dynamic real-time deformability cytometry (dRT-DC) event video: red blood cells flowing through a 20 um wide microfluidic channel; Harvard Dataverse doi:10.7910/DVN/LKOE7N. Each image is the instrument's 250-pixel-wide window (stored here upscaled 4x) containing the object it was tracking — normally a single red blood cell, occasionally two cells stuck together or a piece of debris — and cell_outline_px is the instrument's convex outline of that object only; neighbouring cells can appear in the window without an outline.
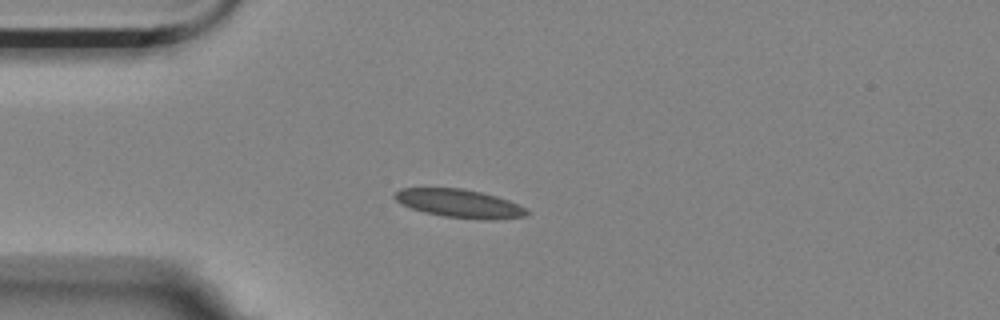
{"species": "Egyptian fruit bat (a non-hibernating species)", "species_latin": "Rousettus aegyptiacus", "temperature_condition": "room temperature", "stored_images_in_passage": 10, "camera_frame_rate_fps": 3000, "um_per_image_px": 0.085, "animal": {"sex": "female"}, "frame": {"image": 1, "passage_image": 5, "time_ms": 1.333, "image_size_px": [1000, 320], "cell_outline_px": [[528, 212], [524, 216], [492, 220], [484, 220], [444, 216], [424, 212], [400, 204], [392, 196], [400, 188], [460, 188], [480, 192], [496, 196], [508, 200], [524, 208]], "centroid_in_image_um": [39.0, 17.29], "position_along_channel_um": 46.0, "area_um2": 21.56}}
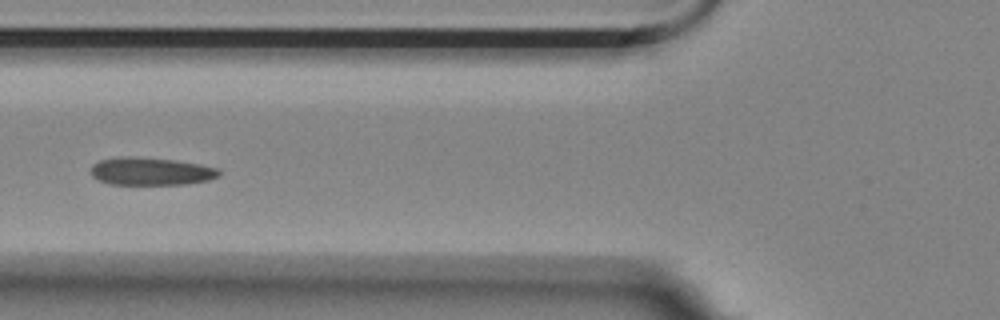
{"frame": {"image": 2, "passage_image": 7, "time_ms": 2.0, "image_size_px": [1000, 320], "cell_outline_px": [[220, 176], [208, 180], [188, 184], [108, 184], [92, 176], [92, 164], [100, 160], [116, 156], [136, 156], [176, 160], [200, 164], [216, 168], [220, 172]], "centroid_in_image_um": [12.82, 14.55], "position_along_channel_um": 113.0, "area_um2": 20.87}}
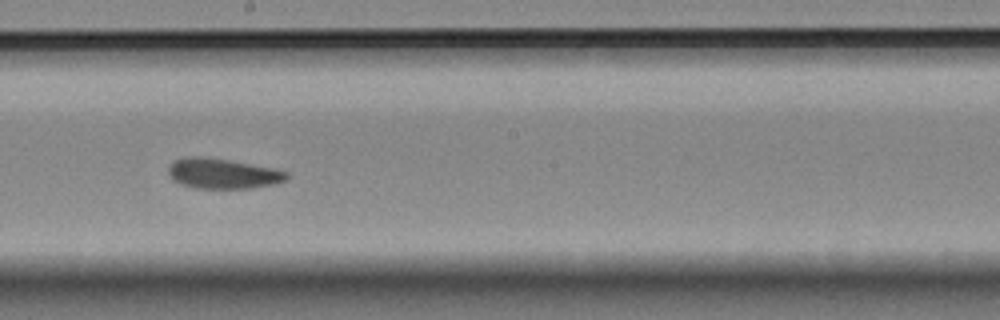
{"frame": {"image": 3, "passage_image": 10, "time_ms": 3.0, "image_size_px": [1000, 320], "cell_outline_px": [[288, 176], [284, 180], [276, 184], [252, 188], [196, 188], [180, 184], [172, 180], [168, 172], [168, 168], [172, 160], [188, 156], [200, 156], [228, 160], [272, 168], [288, 172]], "centroid_in_image_um": [18.88, 14.75], "position_along_channel_um": 229.3, "area_um2": 20.81}}